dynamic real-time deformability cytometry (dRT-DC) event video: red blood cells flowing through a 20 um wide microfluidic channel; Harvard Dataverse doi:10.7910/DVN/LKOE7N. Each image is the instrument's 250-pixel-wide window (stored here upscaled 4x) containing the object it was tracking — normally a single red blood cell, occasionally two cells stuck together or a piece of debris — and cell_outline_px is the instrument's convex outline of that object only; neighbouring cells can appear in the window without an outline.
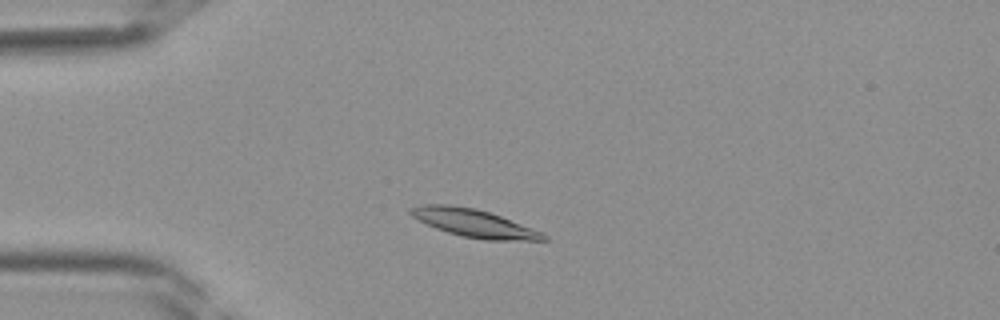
{"species": "Egyptian fruit bat (a non-hibernating species)", "species_latin": "Rousettus aegyptiacus", "temperature_condition": "room temperature", "stored_images_in_passage": 32, "camera_frame_rate_fps": 3000, "um_per_image_px": 0.085, "frame": {"image": 1, "passage_image": 2, "time_ms": 0.333, "image_size_px": [1000, 320], "cell_outline_px": [[548, 240], [484, 240], [460, 236], [436, 228], [412, 216], [408, 212], [408, 208], [420, 204], [448, 204], [476, 208], [500, 216], [540, 232], [548, 236]], "centroid_in_image_um": [40.22, 18.96], "position_along_channel_um": 44.8, "area_um2": 21.33}}
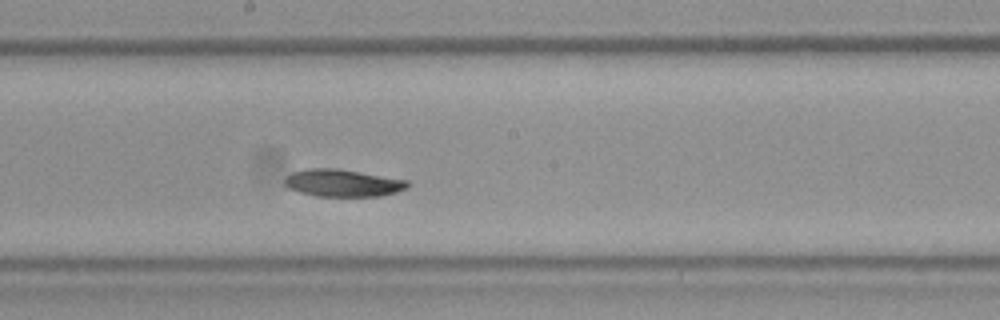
{"frame": {"image": 2, "passage_image": 14, "time_ms": 4.333, "image_size_px": [1000, 320], "cell_outline_px": [[408, 188], [396, 192], [380, 196], [316, 196], [300, 192], [288, 188], [284, 184], [284, 180], [292, 172], [308, 168], [336, 168], [408, 180]], "centroid_in_image_um": [29.12, 15.55], "position_along_channel_um": 219.1, "area_um2": 19.48}}
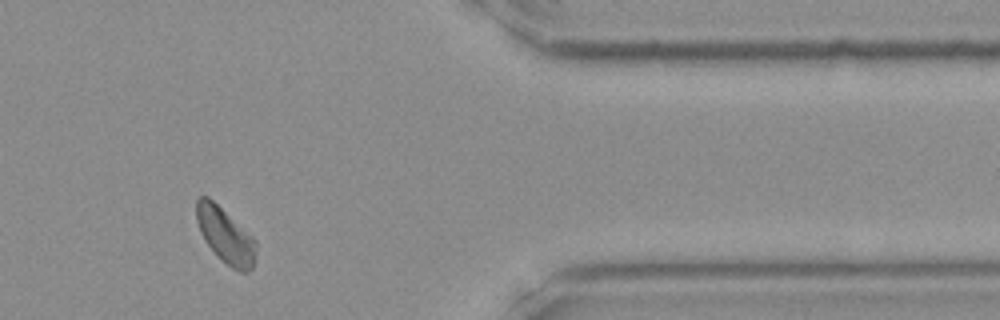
{"frame": {"image": 3, "passage_image": 26, "time_ms": 8.333, "image_size_px": [1000, 320], "cell_outline_px": [[256, 256], [252, 268], [248, 272], [240, 272], [232, 268], [220, 260], [204, 240], [200, 232], [196, 220], [196, 200], [200, 196], [208, 196], [252, 236], [256, 240]], "centroid_in_image_um": [19.15, 20.04], "position_along_channel_um": 392.2, "area_um2": 19.25}}